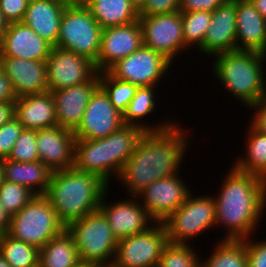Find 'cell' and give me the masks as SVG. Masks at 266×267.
Listing matches in <instances>:
<instances>
[{
  "label": "cell",
  "instance_id": "cell-1",
  "mask_svg": "<svg viewBox=\"0 0 266 267\" xmlns=\"http://www.w3.org/2000/svg\"><path fill=\"white\" fill-rule=\"evenodd\" d=\"M187 131L175 123L166 130L142 135L117 179L125 184L128 196H136L160 178L180 174L191 141Z\"/></svg>",
  "mask_w": 266,
  "mask_h": 267
},
{
  "label": "cell",
  "instance_id": "cell-2",
  "mask_svg": "<svg viewBox=\"0 0 266 267\" xmlns=\"http://www.w3.org/2000/svg\"><path fill=\"white\" fill-rule=\"evenodd\" d=\"M228 172L221 189H217L218 196H214L216 226L226 228L222 240H244L256 233L260 218L266 213V180L234 165Z\"/></svg>",
  "mask_w": 266,
  "mask_h": 267
},
{
  "label": "cell",
  "instance_id": "cell-3",
  "mask_svg": "<svg viewBox=\"0 0 266 267\" xmlns=\"http://www.w3.org/2000/svg\"><path fill=\"white\" fill-rule=\"evenodd\" d=\"M108 188L99 176L71 167L52 173L45 196L66 228L99 210L101 198Z\"/></svg>",
  "mask_w": 266,
  "mask_h": 267
},
{
  "label": "cell",
  "instance_id": "cell-4",
  "mask_svg": "<svg viewBox=\"0 0 266 267\" xmlns=\"http://www.w3.org/2000/svg\"><path fill=\"white\" fill-rule=\"evenodd\" d=\"M145 132L141 127L124 124L102 139H76L74 167L99 176L109 185L110 177L118 179Z\"/></svg>",
  "mask_w": 266,
  "mask_h": 267
},
{
  "label": "cell",
  "instance_id": "cell-5",
  "mask_svg": "<svg viewBox=\"0 0 266 267\" xmlns=\"http://www.w3.org/2000/svg\"><path fill=\"white\" fill-rule=\"evenodd\" d=\"M212 58L214 76L242 105L250 108L266 94V58L261 52L234 50Z\"/></svg>",
  "mask_w": 266,
  "mask_h": 267
},
{
  "label": "cell",
  "instance_id": "cell-6",
  "mask_svg": "<svg viewBox=\"0 0 266 267\" xmlns=\"http://www.w3.org/2000/svg\"><path fill=\"white\" fill-rule=\"evenodd\" d=\"M66 230L73 237L81 262L112 266L118 240L100 210L72 222Z\"/></svg>",
  "mask_w": 266,
  "mask_h": 267
},
{
  "label": "cell",
  "instance_id": "cell-7",
  "mask_svg": "<svg viewBox=\"0 0 266 267\" xmlns=\"http://www.w3.org/2000/svg\"><path fill=\"white\" fill-rule=\"evenodd\" d=\"M45 195H35L17 214L11 216L8 235L42 248L65 230Z\"/></svg>",
  "mask_w": 266,
  "mask_h": 267
},
{
  "label": "cell",
  "instance_id": "cell-8",
  "mask_svg": "<svg viewBox=\"0 0 266 267\" xmlns=\"http://www.w3.org/2000/svg\"><path fill=\"white\" fill-rule=\"evenodd\" d=\"M102 28L85 5L66 6L60 21L57 45L96 62Z\"/></svg>",
  "mask_w": 266,
  "mask_h": 267
},
{
  "label": "cell",
  "instance_id": "cell-9",
  "mask_svg": "<svg viewBox=\"0 0 266 267\" xmlns=\"http://www.w3.org/2000/svg\"><path fill=\"white\" fill-rule=\"evenodd\" d=\"M192 192L185 202L162 222L168 242L190 245V239L193 240V237L216 226L214 194L193 196Z\"/></svg>",
  "mask_w": 266,
  "mask_h": 267
},
{
  "label": "cell",
  "instance_id": "cell-10",
  "mask_svg": "<svg viewBox=\"0 0 266 267\" xmlns=\"http://www.w3.org/2000/svg\"><path fill=\"white\" fill-rule=\"evenodd\" d=\"M168 243L163 223H154L147 231L118 240L111 267H158Z\"/></svg>",
  "mask_w": 266,
  "mask_h": 267
},
{
  "label": "cell",
  "instance_id": "cell-11",
  "mask_svg": "<svg viewBox=\"0 0 266 267\" xmlns=\"http://www.w3.org/2000/svg\"><path fill=\"white\" fill-rule=\"evenodd\" d=\"M173 65L159 52L142 45L126 58L118 60L107 71L116 79L137 87L158 85ZM166 73V74H165Z\"/></svg>",
  "mask_w": 266,
  "mask_h": 267
},
{
  "label": "cell",
  "instance_id": "cell-12",
  "mask_svg": "<svg viewBox=\"0 0 266 267\" xmlns=\"http://www.w3.org/2000/svg\"><path fill=\"white\" fill-rule=\"evenodd\" d=\"M139 22L144 46L159 52L171 63L177 54L185 51L180 11L139 17Z\"/></svg>",
  "mask_w": 266,
  "mask_h": 267
},
{
  "label": "cell",
  "instance_id": "cell-13",
  "mask_svg": "<svg viewBox=\"0 0 266 267\" xmlns=\"http://www.w3.org/2000/svg\"><path fill=\"white\" fill-rule=\"evenodd\" d=\"M46 65L49 91L84 84L98 73L88 58L59 47H52Z\"/></svg>",
  "mask_w": 266,
  "mask_h": 267
},
{
  "label": "cell",
  "instance_id": "cell-14",
  "mask_svg": "<svg viewBox=\"0 0 266 267\" xmlns=\"http://www.w3.org/2000/svg\"><path fill=\"white\" fill-rule=\"evenodd\" d=\"M123 125V114L112 105L109 96L99 86L91 95L73 134L75 139L97 140L111 135Z\"/></svg>",
  "mask_w": 266,
  "mask_h": 267
},
{
  "label": "cell",
  "instance_id": "cell-15",
  "mask_svg": "<svg viewBox=\"0 0 266 267\" xmlns=\"http://www.w3.org/2000/svg\"><path fill=\"white\" fill-rule=\"evenodd\" d=\"M191 191L178 174L160 178L144 188L136 197L142 201L141 205L155 223H162L185 202Z\"/></svg>",
  "mask_w": 266,
  "mask_h": 267
},
{
  "label": "cell",
  "instance_id": "cell-16",
  "mask_svg": "<svg viewBox=\"0 0 266 267\" xmlns=\"http://www.w3.org/2000/svg\"><path fill=\"white\" fill-rule=\"evenodd\" d=\"M107 193L109 192L106 190L101 198L99 210L108 220L117 240L145 232L154 225L155 221L136 196H130L131 200L126 198L125 201L108 204L105 200Z\"/></svg>",
  "mask_w": 266,
  "mask_h": 267
},
{
  "label": "cell",
  "instance_id": "cell-17",
  "mask_svg": "<svg viewBox=\"0 0 266 267\" xmlns=\"http://www.w3.org/2000/svg\"><path fill=\"white\" fill-rule=\"evenodd\" d=\"M142 45V29L139 20L123 26L103 28L100 52L94 63L97 71H107L118 60L126 58Z\"/></svg>",
  "mask_w": 266,
  "mask_h": 267
},
{
  "label": "cell",
  "instance_id": "cell-18",
  "mask_svg": "<svg viewBox=\"0 0 266 267\" xmlns=\"http://www.w3.org/2000/svg\"><path fill=\"white\" fill-rule=\"evenodd\" d=\"M75 140L73 131L58 125L37 130L40 161L52 172L74 167Z\"/></svg>",
  "mask_w": 266,
  "mask_h": 267
},
{
  "label": "cell",
  "instance_id": "cell-19",
  "mask_svg": "<svg viewBox=\"0 0 266 267\" xmlns=\"http://www.w3.org/2000/svg\"><path fill=\"white\" fill-rule=\"evenodd\" d=\"M52 47L23 22L10 23L0 41V57L46 61Z\"/></svg>",
  "mask_w": 266,
  "mask_h": 267
},
{
  "label": "cell",
  "instance_id": "cell-20",
  "mask_svg": "<svg viewBox=\"0 0 266 267\" xmlns=\"http://www.w3.org/2000/svg\"><path fill=\"white\" fill-rule=\"evenodd\" d=\"M99 87V72L88 82L52 90L57 125L74 131L84 116L91 95Z\"/></svg>",
  "mask_w": 266,
  "mask_h": 267
},
{
  "label": "cell",
  "instance_id": "cell-21",
  "mask_svg": "<svg viewBox=\"0 0 266 267\" xmlns=\"http://www.w3.org/2000/svg\"><path fill=\"white\" fill-rule=\"evenodd\" d=\"M236 28V0H226L212 12L203 42V53L211 57L237 50Z\"/></svg>",
  "mask_w": 266,
  "mask_h": 267
},
{
  "label": "cell",
  "instance_id": "cell-22",
  "mask_svg": "<svg viewBox=\"0 0 266 267\" xmlns=\"http://www.w3.org/2000/svg\"><path fill=\"white\" fill-rule=\"evenodd\" d=\"M0 64L17 98L49 91L46 61L0 57Z\"/></svg>",
  "mask_w": 266,
  "mask_h": 267
},
{
  "label": "cell",
  "instance_id": "cell-23",
  "mask_svg": "<svg viewBox=\"0 0 266 267\" xmlns=\"http://www.w3.org/2000/svg\"><path fill=\"white\" fill-rule=\"evenodd\" d=\"M14 117L24 129L40 130L57 126L51 91L17 98L14 102Z\"/></svg>",
  "mask_w": 266,
  "mask_h": 267
},
{
  "label": "cell",
  "instance_id": "cell-24",
  "mask_svg": "<svg viewBox=\"0 0 266 267\" xmlns=\"http://www.w3.org/2000/svg\"><path fill=\"white\" fill-rule=\"evenodd\" d=\"M236 48L262 52L266 45V19L250 0H236Z\"/></svg>",
  "mask_w": 266,
  "mask_h": 267
},
{
  "label": "cell",
  "instance_id": "cell-25",
  "mask_svg": "<svg viewBox=\"0 0 266 267\" xmlns=\"http://www.w3.org/2000/svg\"><path fill=\"white\" fill-rule=\"evenodd\" d=\"M65 8L66 5L57 0H29L22 22L55 47Z\"/></svg>",
  "mask_w": 266,
  "mask_h": 267
},
{
  "label": "cell",
  "instance_id": "cell-26",
  "mask_svg": "<svg viewBox=\"0 0 266 267\" xmlns=\"http://www.w3.org/2000/svg\"><path fill=\"white\" fill-rule=\"evenodd\" d=\"M4 180L26 186L36 195H45L52 171L41 161L18 162L2 160Z\"/></svg>",
  "mask_w": 266,
  "mask_h": 267
},
{
  "label": "cell",
  "instance_id": "cell-27",
  "mask_svg": "<svg viewBox=\"0 0 266 267\" xmlns=\"http://www.w3.org/2000/svg\"><path fill=\"white\" fill-rule=\"evenodd\" d=\"M85 6L102 29L139 20V11L130 0H89Z\"/></svg>",
  "mask_w": 266,
  "mask_h": 267
},
{
  "label": "cell",
  "instance_id": "cell-28",
  "mask_svg": "<svg viewBox=\"0 0 266 267\" xmlns=\"http://www.w3.org/2000/svg\"><path fill=\"white\" fill-rule=\"evenodd\" d=\"M155 87H138L136 89L135 95L129 103L127 110L123 114V123L128 125H134L141 127L145 131H163L172 127L175 122L169 119H165L164 122H161L156 125H148L150 123L142 119L147 117L149 114L155 112L154 108L156 107L158 96L155 95ZM156 96V97H155ZM141 119V120H140ZM167 121V122H166ZM155 126V127H154Z\"/></svg>",
  "mask_w": 266,
  "mask_h": 267
},
{
  "label": "cell",
  "instance_id": "cell-29",
  "mask_svg": "<svg viewBox=\"0 0 266 267\" xmlns=\"http://www.w3.org/2000/svg\"><path fill=\"white\" fill-rule=\"evenodd\" d=\"M79 262L73 237L66 229L39 249V267H74Z\"/></svg>",
  "mask_w": 266,
  "mask_h": 267
},
{
  "label": "cell",
  "instance_id": "cell-30",
  "mask_svg": "<svg viewBox=\"0 0 266 267\" xmlns=\"http://www.w3.org/2000/svg\"><path fill=\"white\" fill-rule=\"evenodd\" d=\"M248 130L245 143L246 153L242 157L237 156L233 165L240 171L260 176L266 180V135L260 133L251 124Z\"/></svg>",
  "mask_w": 266,
  "mask_h": 267
},
{
  "label": "cell",
  "instance_id": "cell-31",
  "mask_svg": "<svg viewBox=\"0 0 266 267\" xmlns=\"http://www.w3.org/2000/svg\"><path fill=\"white\" fill-rule=\"evenodd\" d=\"M216 243L211 256L201 260V267H248L244 240L220 239Z\"/></svg>",
  "mask_w": 266,
  "mask_h": 267
},
{
  "label": "cell",
  "instance_id": "cell-32",
  "mask_svg": "<svg viewBox=\"0 0 266 267\" xmlns=\"http://www.w3.org/2000/svg\"><path fill=\"white\" fill-rule=\"evenodd\" d=\"M0 254L11 267H39V248L13 239L7 233L1 237Z\"/></svg>",
  "mask_w": 266,
  "mask_h": 267
},
{
  "label": "cell",
  "instance_id": "cell-33",
  "mask_svg": "<svg viewBox=\"0 0 266 267\" xmlns=\"http://www.w3.org/2000/svg\"><path fill=\"white\" fill-rule=\"evenodd\" d=\"M183 38L185 42V51L188 47L195 46L203 53V42L205 34L211 23L212 12L194 11L181 12Z\"/></svg>",
  "mask_w": 266,
  "mask_h": 267
},
{
  "label": "cell",
  "instance_id": "cell-34",
  "mask_svg": "<svg viewBox=\"0 0 266 267\" xmlns=\"http://www.w3.org/2000/svg\"><path fill=\"white\" fill-rule=\"evenodd\" d=\"M99 86L109 96L112 105L122 114L135 95L136 85L113 77L108 71L99 72Z\"/></svg>",
  "mask_w": 266,
  "mask_h": 267
},
{
  "label": "cell",
  "instance_id": "cell-35",
  "mask_svg": "<svg viewBox=\"0 0 266 267\" xmlns=\"http://www.w3.org/2000/svg\"><path fill=\"white\" fill-rule=\"evenodd\" d=\"M195 250L198 252L192 247V243L168 242L162 251L158 267H201V256Z\"/></svg>",
  "mask_w": 266,
  "mask_h": 267
},
{
  "label": "cell",
  "instance_id": "cell-36",
  "mask_svg": "<svg viewBox=\"0 0 266 267\" xmlns=\"http://www.w3.org/2000/svg\"><path fill=\"white\" fill-rule=\"evenodd\" d=\"M35 195L26 186L6 180L0 186V204L10 216L17 214Z\"/></svg>",
  "mask_w": 266,
  "mask_h": 267
},
{
  "label": "cell",
  "instance_id": "cell-37",
  "mask_svg": "<svg viewBox=\"0 0 266 267\" xmlns=\"http://www.w3.org/2000/svg\"><path fill=\"white\" fill-rule=\"evenodd\" d=\"M37 130L23 129L7 160L18 162L40 161L36 146Z\"/></svg>",
  "mask_w": 266,
  "mask_h": 267
},
{
  "label": "cell",
  "instance_id": "cell-38",
  "mask_svg": "<svg viewBox=\"0 0 266 267\" xmlns=\"http://www.w3.org/2000/svg\"><path fill=\"white\" fill-rule=\"evenodd\" d=\"M23 129L15 117L0 127V160L8 158Z\"/></svg>",
  "mask_w": 266,
  "mask_h": 267
},
{
  "label": "cell",
  "instance_id": "cell-39",
  "mask_svg": "<svg viewBox=\"0 0 266 267\" xmlns=\"http://www.w3.org/2000/svg\"><path fill=\"white\" fill-rule=\"evenodd\" d=\"M29 0H0L4 20L10 23L22 22Z\"/></svg>",
  "mask_w": 266,
  "mask_h": 267
},
{
  "label": "cell",
  "instance_id": "cell-40",
  "mask_svg": "<svg viewBox=\"0 0 266 267\" xmlns=\"http://www.w3.org/2000/svg\"><path fill=\"white\" fill-rule=\"evenodd\" d=\"M180 2L181 0H147L139 10V17L179 11Z\"/></svg>",
  "mask_w": 266,
  "mask_h": 267
},
{
  "label": "cell",
  "instance_id": "cell-41",
  "mask_svg": "<svg viewBox=\"0 0 266 267\" xmlns=\"http://www.w3.org/2000/svg\"><path fill=\"white\" fill-rule=\"evenodd\" d=\"M248 237L246 242V253L248 267H266V240H254Z\"/></svg>",
  "mask_w": 266,
  "mask_h": 267
},
{
  "label": "cell",
  "instance_id": "cell-42",
  "mask_svg": "<svg viewBox=\"0 0 266 267\" xmlns=\"http://www.w3.org/2000/svg\"><path fill=\"white\" fill-rule=\"evenodd\" d=\"M226 0H181L180 12L209 11L213 12Z\"/></svg>",
  "mask_w": 266,
  "mask_h": 267
},
{
  "label": "cell",
  "instance_id": "cell-43",
  "mask_svg": "<svg viewBox=\"0 0 266 267\" xmlns=\"http://www.w3.org/2000/svg\"><path fill=\"white\" fill-rule=\"evenodd\" d=\"M249 109L254 111L249 122L256 130L266 135V94Z\"/></svg>",
  "mask_w": 266,
  "mask_h": 267
},
{
  "label": "cell",
  "instance_id": "cell-44",
  "mask_svg": "<svg viewBox=\"0 0 266 267\" xmlns=\"http://www.w3.org/2000/svg\"><path fill=\"white\" fill-rule=\"evenodd\" d=\"M17 96L13 90L11 80L0 64V102H15Z\"/></svg>",
  "mask_w": 266,
  "mask_h": 267
},
{
  "label": "cell",
  "instance_id": "cell-45",
  "mask_svg": "<svg viewBox=\"0 0 266 267\" xmlns=\"http://www.w3.org/2000/svg\"><path fill=\"white\" fill-rule=\"evenodd\" d=\"M14 117V102H0V127Z\"/></svg>",
  "mask_w": 266,
  "mask_h": 267
},
{
  "label": "cell",
  "instance_id": "cell-46",
  "mask_svg": "<svg viewBox=\"0 0 266 267\" xmlns=\"http://www.w3.org/2000/svg\"><path fill=\"white\" fill-rule=\"evenodd\" d=\"M11 216L7 213L5 208L0 204V232L2 234L8 233L10 227Z\"/></svg>",
  "mask_w": 266,
  "mask_h": 267
},
{
  "label": "cell",
  "instance_id": "cell-47",
  "mask_svg": "<svg viewBox=\"0 0 266 267\" xmlns=\"http://www.w3.org/2000/svg\"><path fill=\"white\" fill-rule=\"evenodd\" d=\"M256 10L266 19V0H250Z\"/></svg>",
  "mask_w": 266,
  "mask_h": 267
},
{
  "label": "cell",
  "instance_id": "cell-48",
  "mask_svg": "<svg viewBox=\"0 0 266 267\" xmlns=\"http://www.w3.org/2000/svg\"><path fill=\"white\" fill-rule=\"evenodd\" d=\"M66 6L86 5L89 0H57Z\"/></svg>",
  "mask_w": 266,
  "mask_h": 267
},
{
  "label": "cell",
  "instance_id": "cell-49",
  "mask_svg": "<svg viewBox=\"0 0 266 267\" xmlns=\"http://www.w3.org/2000/svg\"><path fill=\"white\" fill-rule=\"evenodd\" d=\"M8 23L4 20L2 12L0 10V41L2 39L3 34L7 29Z\"/></svg>",
  "mask_w": 266,
  "mask_h": 267
},
{
  "label": "cell",
  "instance_id": "cell-50",
  "mask_svg": "<svg viewBox=\"0 0 266 267\" xmlns=\"http://www.w3.org/2000/svg\"><path fill=\"white\" fill-rule=\"evenodd\" d=\"M130 1L137 8V10L139 11L143 7V5L145 4V2L147 0H130Z\"/></svg>",
  "mask_w": 266,
  "mask_h": 267
},
{
  "label": "cell",
  "instance_id": "cell-51",
  "mask_svg": "<svg viewBox=\"0 0 266 267\" xmlns=\"http://www.w3.org/2000/svg\"><path fill=\"white\" fill-rule=\"evenodd\" d=\"M74 267H101L98 264L95 263H88V262H79L77 265H75Z\"/></svg>",
  "mask_w": 266,
  "mask_h": 267
},
{
  "label": "cell",
  "instance_id": "cell-52",
  "mask_svg": "<svg viewBox=\"0 0 266 267\" xmlns=\"http://www.w3.org/2000/svg\"><path fill=\"white\" fill-rule=\"evenodd\" d=\"M3 181H4V169L2 165V160H0V186L2 185Z\"/></svg>",
  "mask_w": 266,
  "mask_h": 267
},
{
  "label": "cell",
  "instance_id": "cell-53",
  "mask_svg": "<svg viewBox=\"0 0 266 267\" xmlns=\"http://www.w3.org/2000/svg\"><path fill=\"white\" fill-rule=\"evenodd\" d=\"M0 267H11L6 260L3 258V256L0 254Z\"/></svg>",
  "mask_w": 266,
  "mask_h": 267
},
{
  "label": "cell",
  "instance_id": "cell-54",
  "mask_svg": "<svg viewBox=\"0 0 266 267\" xmlns=\"http://www.w3.org/2000/svg\"><path fill=\"white\" fill-rule=\"evenodd\" d=\"M263 54V56L266 58V45H265V48L264 50L261 52Z\"/></svg>",
  "mask_w": 266,
  "mask_h": 267
}]
</instances>
